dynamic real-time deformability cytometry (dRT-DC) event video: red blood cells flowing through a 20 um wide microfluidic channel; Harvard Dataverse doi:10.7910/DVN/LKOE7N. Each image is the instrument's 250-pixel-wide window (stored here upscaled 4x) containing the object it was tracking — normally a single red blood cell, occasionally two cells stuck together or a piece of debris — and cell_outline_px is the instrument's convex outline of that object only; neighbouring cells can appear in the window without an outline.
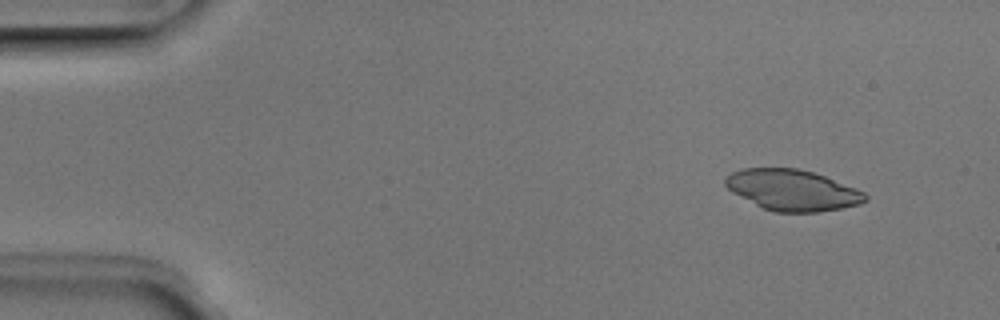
{"species": "Egyptian fruit bat (a non-hibernating species)", "species_latin": "Rousettus aegyptiacus", "temperature_condition": "room temperature", "stored_images_in_passage": 5, "camera_frame_rate_fps": 3000, "um_per_image_px": 0.085, "animal": {"sex": "male"}, "frame": {"image": 1, "passage_image": 1, "time_ms": 0.0, "image_size_px": [1000, 320], "cell_outline_px": [[868, 200], [860, 204], [820, 212], [776, 212], [764, 208], [732, 192], [724, 184], [724, 180], [732, 172], [744, 168], [796, 168], [812, 172], [824, 176], [856, 188], [864, 192], [868, 196]], "centroid_in_image_um": [67.37, 16.16], "position_along_channel_um": 17.6, "area_um2": 33.06}}